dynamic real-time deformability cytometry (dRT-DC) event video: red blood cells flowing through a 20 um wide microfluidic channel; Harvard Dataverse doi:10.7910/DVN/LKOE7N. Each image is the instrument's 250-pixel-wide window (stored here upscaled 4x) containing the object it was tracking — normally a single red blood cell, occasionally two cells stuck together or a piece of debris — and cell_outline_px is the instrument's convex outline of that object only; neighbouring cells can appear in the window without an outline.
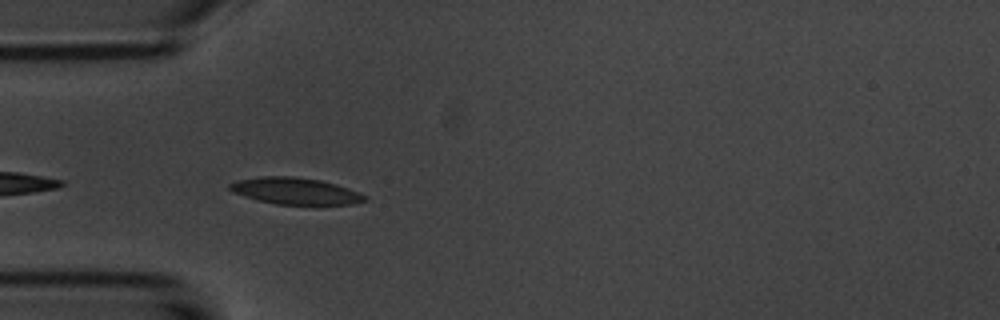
{"species": "common noctule bat (a hibernating species)", "species_latin": "Nyctalus noctula", "temperature_condition": "room temperature", "stored_images_in_passage": 18, "camera_frame_rate_fps": 3000, "um_per_image_px": 0.085, "animal": {"sex": "male", "body_mass_g": 20.1, "forearm_length_mm": 53.5}, "frame": {"image": 1, "passage_image": 1, "time_ms": 0.0, "image_size_px": [1000, 320], "cell_outline_px": [[368, 200], [352, 204], [276, 204], [256, 200], [232, 192], [228, 188], [228, 184], [236, 180], [260, 176], [292, 176], [320, 180], [336, 184], [348, 188], [368, 196]], "centroid_in_image_um": [25.07, 16.23], "position_along_channel_um": 59.9, "area_um2": 21.04}}